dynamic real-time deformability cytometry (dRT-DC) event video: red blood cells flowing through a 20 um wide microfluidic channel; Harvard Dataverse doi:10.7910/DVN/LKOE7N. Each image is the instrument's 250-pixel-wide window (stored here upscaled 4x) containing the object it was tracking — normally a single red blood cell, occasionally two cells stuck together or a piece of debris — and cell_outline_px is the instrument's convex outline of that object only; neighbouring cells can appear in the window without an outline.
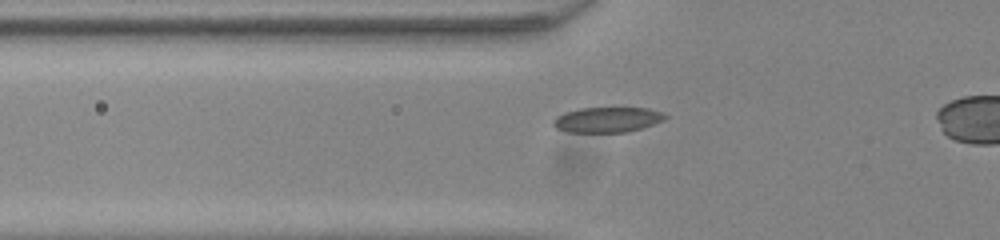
{"species": "common noctule bat (a hibernating species)", "species_latin": "Nyctalus noctula", "temperature_condition": "room temperature", "stored_images_in_passage": 42, "camera_frame_rate_fps": 3000, "um_per_image_px": 0.085, "animal": {"sex": "male", "body_mass_g": 20.0, "forearm_length_mm": 53.3}, "frame": {"image": 1, "passage_image": 14, "time_ms": 4.333, "image_size_px": [1000, 240], "cell_outline_px": [[668, 116], [664, 120], [640, 128], [624, 132], [568, 132], [556, 128], [552, 124], [552, 120], [556, 116], [564, 112], [580, 108], [648, 108], [664, 112]], "centroid_in_image_um": [51.6, 10.16], "position_along_channel_um": 74.2, "area_um2": 16.47}}
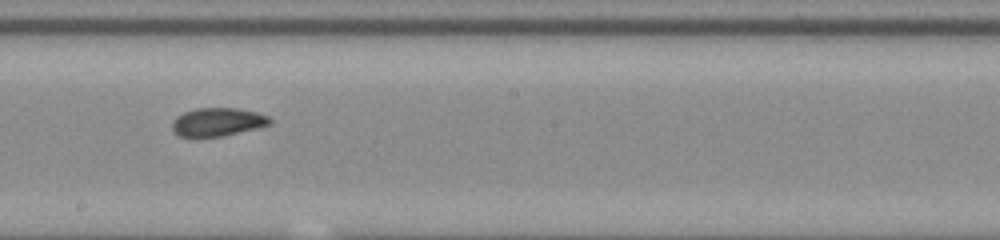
{"frame": {"image": 2, "passage_image": 26, "time_ms": 8.333, "image_size_px": [1000, 240], "cell_outline_px": [[272, 124], [224, 136], [180, 136], [172, 128], [172, 120], [176, 116], [184, 112], [196, 108], [236, 108], [256, 112], [268, 116], [272, 120]], "centroid_in_image_um": [18.51, 10.35], "position_along_channel_um": 229.7, "area_um2": 16.01}}
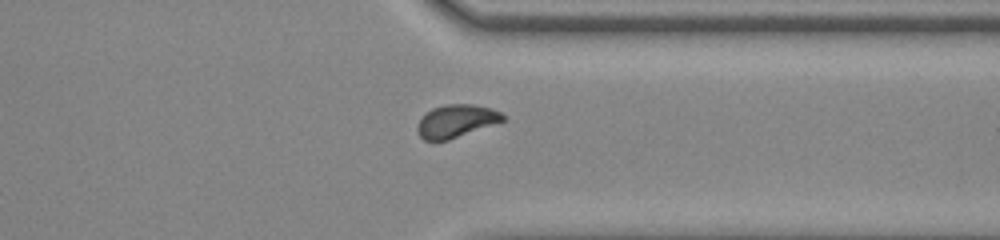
{"frame": {"image": 3, "passage_image": 37, "time_ms": 12.0, "image_size_px": [1000, 240], "cell_outline_px": [[504, 120], [448, 140], [424, 140], [420, 136], [416, 128], [420, 120], [432, 108], [448, 104], [472, 104], [492, 108], [500, 112], [504, 116]], "centroid_in_image_um": [38.77, 10.28], "position_along_channel_um": 372.6, "area_um2": 15.95}}